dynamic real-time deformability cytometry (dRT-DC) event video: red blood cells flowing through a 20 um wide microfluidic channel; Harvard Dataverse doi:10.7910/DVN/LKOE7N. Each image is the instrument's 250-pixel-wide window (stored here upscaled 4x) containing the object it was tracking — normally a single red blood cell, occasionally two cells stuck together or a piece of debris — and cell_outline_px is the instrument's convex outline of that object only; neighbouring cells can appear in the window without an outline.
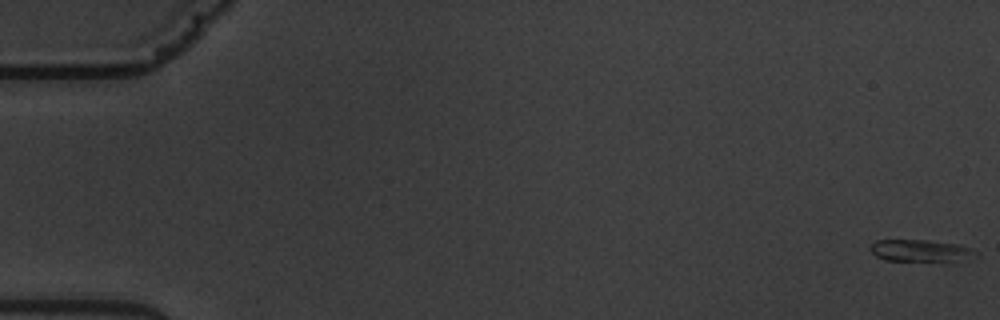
{"species": "common noctule bat (a hibernating species)", "species_latin": "Nyctalus noctula", "temperature_condition": "warm", "stored_images_in_passage": 6, "camera_frame_rate_fps": 3000, "um_per_image_px": 0.085, "animal": {"sex": "male", "body_mass_g": 19.5, "forearm_length_mm": 54.6}, "frame": {"image": 1, "passage_image": 1, "time_ms": 0.0, "image_size_px": [1000, 320], "cell_outline_px": [[980, 256], [948, 260], [884, 260], [876, 256], [868, 248], [876, 240], [928, 240], [956, 244], [980, 252]], "centroid_in_image_um": [78.2, 21.29], "position_along_channel_um": 6.8, "area_um2": 13.12}}
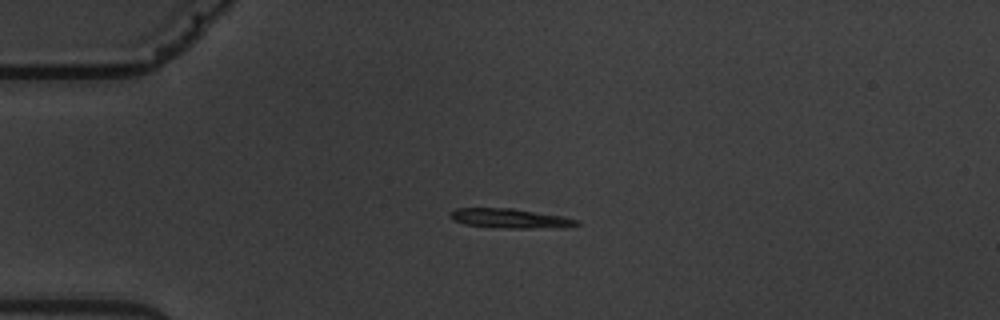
{"frame": {"image": 2, "passage_image": 5, "time_ms": 4.667, "image_size_px": [1000, 320], "cell_outline_px": [[580, 224], [532, 228], [504, 228], [464, 224], [452, 220], [452, 212], [456, 208], [512, 208], [564, 216], [576, 220]], "centroid_in_image_um": [43.28, 18.54], "position_along_channel_um": 41.7, "area_um2": 13.87}}